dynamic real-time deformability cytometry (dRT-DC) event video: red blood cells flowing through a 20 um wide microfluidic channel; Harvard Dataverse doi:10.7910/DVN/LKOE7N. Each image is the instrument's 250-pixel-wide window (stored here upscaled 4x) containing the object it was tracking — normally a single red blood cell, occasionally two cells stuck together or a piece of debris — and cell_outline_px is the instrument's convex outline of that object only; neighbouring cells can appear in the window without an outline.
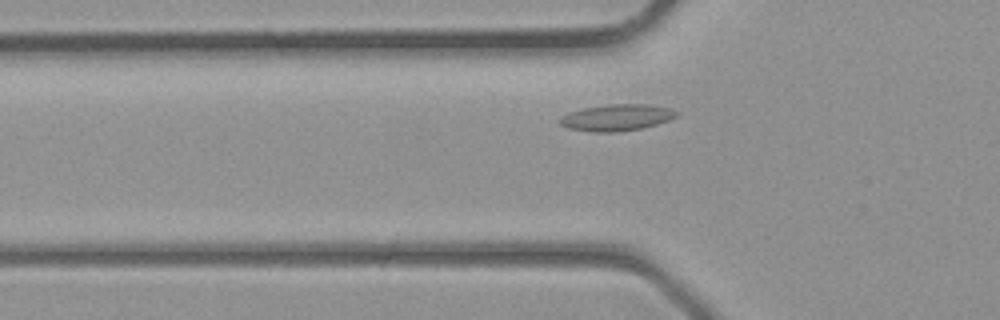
{"species": "common noctule bat (a hibernating species)", "species_latin": "Nyctalus noctula", "temperature_condition": "room temperature", "stored_images_in_passage": 28, "camera_frame_rate_fps": 3000, "um_per_image_px": 0.085, "animal": {"sex": "male", "body_mass_g": 23.1, "forearm_length_mm": 52.7}, "frame": {"image": 1, "passage_image": 7, "time_ms": 2.0, "image_size_px": [1000, 320], "cell_outline_px": [[680, 112], [676, 116], [668, 120], [656, 124], [640, 128], [620, 132], [592, 132], [568, 128], [560, 124], [556, 120], [560, 116], [568, 112], [584, 108], [608, 104], [648, 104], [668, 108]], "centroid_in_image_um": [52.36, 9.99], "position_along_channel_um": 73.4, "area_um2": 18.09}}
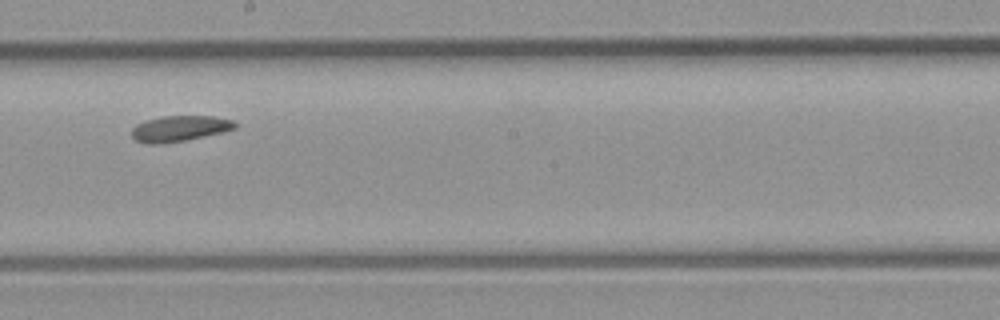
{"frame": {"image": 2, "passage_image": 16, "time_ms": 5.0, "image_size_px": [1000, 320], "cell_outline_px": [[236, 128], [224, 132], [184, 140], [156, 144], [148, 144], [136, 140], [132, 136], [132, 128], [136, 124], [144, 120], [160, 116], [212, 116], [232, 120], [236, 124]], "centroid_in_image_um": [15.24, 10.91], "position_along_channel_um": 233.0, "area_um2": 15.43}}
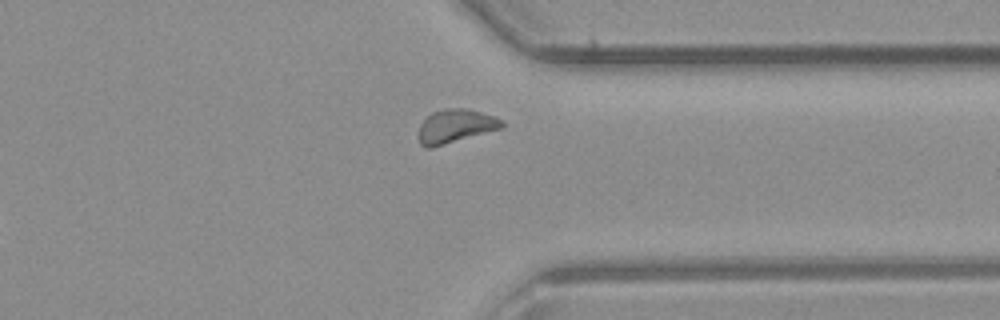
{"frame": {"image": 3, "passage_image": 24, "time_ms": 7.667, "image_size_px": [1000, 320], "cell_outline_px": [[504, 128], [432, 148], [424, 148], [420, 144], [420, 124], [432, 112], [444, 108], [468, 108], [492, 116], [500, 120], [504, 124]], "centroid_in_image_um": [38.72, 10.73], "position_along_channel_um": 372.7, "area_um2": 16.3}}